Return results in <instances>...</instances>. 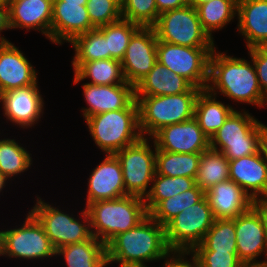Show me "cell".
I'll return each mask as SVG.
<instances>
[{
  "instance_id": "cell-31",
  "label": "cell",
  "mask_w": 267,
  "mask_h": 267,
  "mask_svg": "<svg viewBox=\"0 0 267 267\" xmlns=\"http://www.w3.org/2000/svg\"><path fill=\"white\" fill-rule=\"evenodd\" d=\"M238 0H211L196 9L202 28L214 40L212 33L223 29L237 16Z\"/></svg>"
},
{
  "instance_id": "cell-42",
  "label": "cell",
  "mask_w": 267,
  "mask_h": 267,
  "mask_svg": "<svg viewBox=\"0 0 267 267\" xmlns=\"http://www.w3.org/2000/svg\"><path fill=\"white\" fill-rule=\"evenodd\" d=\"M189 255L191 256V258L189 259L190 261L187 258ZM161 267H200V266L196 257L191 252L171 251L166 257H164V264Z\"/></svg>"
},
{
  "instance_id": "cell-24",
  "label": "cell",
  "mask_w": 267,
  "mask_h": 267,
  "mask_svg": "<svg viewBox=\"0 0 267 267\" xmlns=\"http://www.w3.org/2000/svg\"><path fill=\"white\" fill-rule=\"evenodd\" d=\"M236 18L246 49L261 47L267 41V0H238Z\"/></svg>"
},
{
  "instance_id": "cell-38",
  "label": "cell",
  "mask_w": 267,
  "mask_h": 267,
  "mask_svg": "<svg viewBox=\"0 0 267 267\" xmlns=\"http://www.w3.org/2000/svg\"><path fill=\"white\" fill-rule=\"evenodd\" d=\"M122 19L141 27H152L159 17L155 0H123Z\"/></svg>"
},
{
  "instance_id": "cell-22",
  "label": "cell",
  "mask_w": 267,
  "mask_h": 267,
  "mask_svg": "<svg viewBox=\"0 0 267 267\" xmlns=\"http://www.w3.org/2000/svg\"><path fill=\"white\" fill-rule=\"evenodd\" d=\"M229 179L252 199L267 195V164L260 150L229 161Z\"/></svg>"
},
{
  "instance_id": "cell-17",
  "label": "cell",
  "mask_w": 267,
  "mask_h": 267,
  "mask_svg": "<svg viewBox=\"0 0 267 267\" xmlns=\"http://www.w3.org/2000/svg\"><path fill=\"white\" fill-rule=\"evenodd\" d=\"M88 189L85 208L93 202L112 200L126 196L122 168L114 154H105L87 179Z\"/></svg>"
},
{
  "instance_id": "cell-11",
  "label": "cell",
  "mask_w": 267,
  "mask_h": 267,
  "mask_svg": "<svg viewBox=\"0 0 267 267\" xmlns=\"http://www.w3.org/2000/svg\"><path fill=\"white\" fill-rule=\"evenodd\" d=\"M152 27L159 41L188 47L216 46L202 28L197 9L189 4L161 13Z\"/></svg>"
},
{
  "instance_id": "cell-9",
  "label": "cell",
  "mask_w": 267,
  "mask_h": 267,
  "mask_svg": "<svg viewBox=\"0 0 267 267\" xmlns=\"http://www.w3.org/2000/svg\"><path fill=\"white\" fill-rule=\"evenodd\" d=\"M150 141L151 138L142 137L114 154L121 164L127 195L145 199L151 189L150 184L156 174L157 147L153 139V146Z\"/></svg>"
},
{
  "instance_id": "cell-15",
  "label": "cell",
  "mask_w": 267,
  "mask_h": 267,
  "mask_svg": "<svg viewBox=\"0 0 267 267\" xmlns=\"http://www.w3.org/2000/svg\"><path fill=\"white\" fill-rule=\"evenodd\" d=\"M151 139L158 150L166 152L203 153L210 148V139L195 118L163 127Z\"/></svg>"
},
{
  "instance_id": "cell-30",
  "label": "cell",
  "mask_w": 267,
  "mask_h": 267,
  "mask_svg": "<svg viewBox=\"0 0 267 267\" xmlns=\"http://www.w3.org/2000/svg\"><path fill=\"white\" fill-rule=\"evenodd\" d=\"M201 153H173L156 149V174L196 178Z\"/></svg>"
},
{
  "instance_id": "cell-39",
  "label": "cell",
  "mask_w": 267,
  "mask_h": 267,
  "mask_svg": "<svg viewBox=\"0 0 267 267\" xmlns=\"http://www.w3.org/2000/svg\"><path fill=\"white\" fill-rule=\"evenodd\" d=\"M86 8L91 24L95 28L122 19L121 7L114 0H88Z\"/></svg>"
},
{
  "instance_id": "cell-19",
  "label": "cell",
  "mask_w": 267,
  "mask_h": 267,
  "mask_svg": "<svg viewBox=\"0 0 267 267\" xmlns=\"http://www.w3.org/2000/svg\"><path fill=\"white\" fill-rule=\"evenodd\" d=\"M83 119L100 113L127 108L135 100L134 86L126 81L118 85H94L83 83Z\"/></svg>"
},
{
  "instance_id": "cell-47",
  "label": "cell",
  "mask_w": 267,
  "mask_h": 267,
  "mask_svg": "<svg viewBox=\"0 0 267 267\" xmlns=\"http://www.w3.org/2000/svg\"><path fill=\"white\" fill-rule=\"evenodd\" d=\"M240 267H267V262L262 259V262L242 263Z\"/></svg>"
},
{
  "instance_id": "cell-45",
  "label": "cell",
  "mask_w": 267,
  "mask_h": 267,
  "mask_svg": "<svg viewBox=\"0 0 267 267\" xmlns=\"http://www.w3.org/2000/svg\"><path fill=\"white\" fill-rule=\"evenodd\" d=\"M11 30L10 16L8 7H0V42H9L5 36H2L1 32Z\"/></svg>"
},
{
  "instance_id": "cell-2",
  "label": "cell",
  "mask_w": 267,
  "mask_h": 267,
  "mask_svg": "<svg viewBox=\"0 0 267 267\" xmlns=\"http://www.w3.org/2000/svg\"><path fill=\"white\" fill-rule=\"evenodd\" d=\"M170 252L165 227L150 215L106 245L108 266L118 263L120 267H147V262L161 261Z\"/></svg>"
},
{
  "instance_id": "cell-12",
  "label": "cell",
  "mask_w": 267,
  "mask_h": 267,
  "mask_svg": "<svg viewBox=\"0 0 267 267\" xmlns=\"http://www.w3.org/2000/svg\"><path fill=\"white\" fill-rule=\"evenodd\" d=\"M216 47H188L164 41L157 43V61L188 80L194 87L206 90L210 56Z\"/></svg>"
},
{
  "instance_id": "cell-13",
  "label": "cell",
  "mask_w": 267,
  "mask_h": 267,
  "mask_svg": "<svg viewBox=\"0 0 267 267\" xmlns=\"http://www.w3.org/2000/svg\"><path fill=\"white\" fill-rule=\"evenodd\" d=\"M157 36L153 27H140L131 37L121 60L127 83L135 86L157 62Z\"/></svg>"
},
{
  "instance_id": "cell-18",
  "label": "cell",
  "mask_w": 267,
  "mask_h": 267,
  "mask_svg": "<svg viewBox=\"0 0 267 267\" xmlns=\"http://www.w3.org/2000/svg\"><path fill=\"white\" fill-rule=\"evenodd\" d=\"M95 29L86 5L53 0L50 41L56 45L69 43L75 36Z\"/></svg>"
},
{
  "instance_id": "cell-49",
  "label": "cell",
  "mask_w": 267,
  "mask_h": 267,
  "mask_svg": "<svg viewBox=\"0 0 267 267\" xmlns=\"http://www.w3.org/2000/svg\"><path fill=\"white\" fill-rule=\"evenodd\" d=\"M211 0H188L189 5L193 6L194 8H197L199 5L208 3Z\"/></svg>"
},
{
  "instance_id": "cell-3",
  "label": "cell",
  "mask_w": 267,
  "mask_h": 267,
  "mask_svg": "<svg viewBox=\"0 0 267 267\" xmlns=\"http://www.w3.org/2000/svg\"><path fill=\"white\" fill-rule=\"evenodd\" d=\"M92 235L107 245L115 236L136 227L149 214L143 198L126 195L90 203L86 208Z\"/></svg>"
},
{
  "instance_id": "cell-1",
  "label": "cell",
  "mask_w": 267,
  "mask_h": 267,
  "mask_svg": "<svg viewBox=\"0 0 267 267\" xmlns=\"http://www.w3.org/2000/svg\"><path fill=\"white\" fill-rule=\"evenodd\" d=\"M210 56L209 79L206 90L215 95L222 94L237 103H245L259 108L267 105V97L262 93L251 60L226 55L217 51Z\"/></svg>"
},
{
  "instance_id": "cell-8",
  "label": "cell",
  "mask_w": 267,
  "mask_h": 267,
  "mask_svg": "<svg viewBox=\"0 0 267 267\" xmlns=\"http://www.w3.org/2000/svg\"><path fill=\"white\" fill-rule=\"evenodd\" d=\"M19 226L1 229L0 256L27 261L56 257V249L43 226L29 211Z\"/></svg>"
},
{
  "instance_id": "cell-5",
  "label": "cell",
  "mask_w": 267,
  "mask_h": 267,
  "mask_svg": "<svg viewBox=\"0 0 267 267\" xmlns=\"http://www.w3.org/2000/svg\"><path fill=\"white\" fill-rule=\"evenodd\" d=\"M202 89L192 87L176 95L135 97L139 108V128L152 138L160 129L194 118L195 103Z\"/></svg>"
},
{
  "instance_id": "cell-44",
  "label": "cell",
  "mask_w": 267,
  "mask_h": 267,
  "mask_svg": "<svg viewBox=\"0 0 267 267\" xmlns=\"http://www.w3.org/2000/svg\"><path fill=\"white\" fill-rule=\"evenodd\" d=\"M260 215L263 226L267 233V195L253 199L252 206Z\"/></svg>"
},
{
  "instance_id": "cell-32",
  "label": "cell",
  "mask_w": 267,
  "mask_h": 267,
  "mask_svg": "<svg viewBox=\"0 0 267 267\" xmlns=\"http://www.w3.org/2000/svg\"><path fill=\"white\" fill-rule=\"evenodd\" d=\"M229 179V160L222 152L209 148L201 153L196 185L205 192Z\"/></svg>"
},
{
  "instance_id": "cell-10",
  "label": "cell",
  "mask_w": 267,
  "mask_h": 267,
  "mask_svg": "<svg viewBox=\"0 0 267 267\" xmlns=\"http://www.w3.org/2000/svg\"><path fill=\"white\" fill-rule=\"evenodd\" d=\"M214 221L212 209L204 196L164 226L167 246L171 251L191 252L203 241Z\"/></svg>"
},
{
  "instance_id": "cell-33",
  "label": "cell",
  "mask_w": 267,
  "mask_h": 267,
  "mask_svg": "<svg viewBox=\"0 0 267 267\" xmlns=\"http://www.w3.org/2000/svg\"><path fill=\"white\" fill-rule=\"evenodd\" d=\"M32 154L15 139H0V172L9 180L31 169Z\"/></svg>"
},
{
  "instance_id": "cell-6",
  "label": "cell",
  "mask_w": 267,
  "mask_h": 267,
  "mask_svg": "<svg viewBox=\"0 0 267 267\" xmlns=\"http://www.w3.org/2000/svg\"><path fill=\"white\" fill-rule=\"evenodd\" d=\"M249 111L235 110L210 139V148L230 160L255 154L260 149L264 124Z\"/></svg>"
},
{
  "instance_id": "cell-34",
  "label": "cell",
  "mask_w": 267,
  "mask_h": 267,
  "mask_svg": "<svg viewBox=\"0 0 267 267\" xmlns=\"http://www.w3.org/2000/svg\"><path fill=\"white\" fill-rule=\"evenodd\" d=\"M196 185L194 178L190 177H170L155 174L151 189L145 197L144 202L148 214L163 200L174 197Z\"/></svg>"
},
{
  "instance_id": "cell-43",
  "label": "cell",
  "mask_w": 267,
  "mask_h": 267,
  "mask_svg": "<svg viewBox=\"0 0 267 267\" xmlns=\"http://www.w3.org/2000/svg\"><path fill=\"white\" fill-rule=\"evenodd\" d=\"M158 13L179 9L189 4L188 0H155Z\"/></svg>"
},
{
  "instance_id": "cell-41",
  "label": "cell",
  "mask_w": 267,
  "mask_h": 267,
  "mask_svg": "<svg viewBox=\"0 0 267 267\" xmlns=\"http://www.w3.org/2000/svg\"><path fill=\"white\" fill-rule=\"evenodd\" d=\"M248 55L255 65V71L262 93L267 97V53L260 47L248 49Z\"/></svg>"
},
{
  "instance_id": "cell-52",
  "label": "cell",
  "mask_w": 267,
  "mask_h": 267,
  "mask_svg": "<svg viewBox=\"0 0 267 267\" xmlns=\"http://www.w3.org/2000/svg\"><path fill=\"white\" fill-rule=\"evenodd\" d=\"M260 48L267 53V41Z\"/></svg>"
},
{
  "instance_id": "cell-21",
  "label": "cell",
  "mask_w": 267,
  "mask_h": 267,
  "mask_svg": "<svg viewBox=\"0 0 267 267\" xmlns=\"http://www.w3.org/2000/svg\"><path fill=\"white\" fill-rule=\"evenodd\" d=\"M215 219H235L253 206V199L231 179L205 192Z\"/></svg>"
},
{
  "instance_id": "cell-35",
  "label": "cell",
  "mask_w": 267,
  "mask_h": 267,
  "mask_svg": "<svg viewBox=\"0 0 267 267\" xmlns=\"http://www.w3.org/2000/svg\"><path fill=\"white\" fill-rule=\"evenodd\" d=\"M192 251H217L237 254L234 219H215L203 241Z\"/></svg>"
},
{
  "instance_id": "cell-36",
  "label": "cell",
  "mask_w": 267,
  "mask_h": 267,
  "mask_svg": "<svg viewBox=\"0 0 267 267\" xmlns=\"http://www.w3.org/2000/svg\"><path fill=\"white\" fill-rule=\"evenodd\" d=\"M205 196V191L195 185L174 197L161 201L149 215L160 225L165 226L170 220L183 212L186 208L199 202Z\"/></svg>"
},
{
  "instance_id": "cell-48",
  "label": "cell",
  "mask_w": 267,
  "mask_h": 267,
  "mask_svg": "<svg viewBox=\"0 0 267 267\" xmlns=\"http://www.w3.org/2000/svg\"><path fill=\"white\" fill-rule=\"evenodd\" d=\"M8 181L9 179L0 172V193L4 190V188H6V184L9 183Z\"/></svg>"
},
{
  "instance_id": "cell-25",
  "label": "cell",
  "mask_w": 267,
  "mask_h": 267,
  "mask_svg": "<svg viewBox=\"0 0 267 267\" xmlns=\"http://www.w3.org/2000/svg\"><path fill=\"white\" fill-rule=\"evenodd\" d=\"M193 85L158 61L135 86V97L176 95L188 92Z\"/></svg>"
},
{
  "instance_id": "cell-16",
  "label": "cell",
  "mask_w": 267,
  "mask_h": 267,
  "mask_svg": "<svg viewBox=\"0 0 267 267\" xmlns=\"http://www.w3.org/2000/svg\"><path fill=\"white\" fill-rule=\"evenodd\" d=\"M234 221L239 260L242 263L262 262L258 257L265 254L263 258L267 259V233L257 211L252 207Z\"/></svg>"
},
{
  "instance_id": "cell-23",
  "label": "cell",
  "mask_w": 267,
  "mask_h": 267,
  "mask_svg": "<svg viewBox=\"0 0 267 267\" xmlns=\"http://www.w3.org/2000/svg\"><path fill=\"white\" fill-rule=\"evenodd\" d=\"M53 0H18L9 7L11 29L39 31L50 40Z\"/></svg>"
},
{
  "instance_id": "cell-29",
  "label": "cell",
  "mask_w": 267,
  "mask_h": 267,
  "mask_svg": "<svg viewBox=\"0 0 267 267\" xmlns=\"http://www.w3.org/2000/svg\"><path fill=\"white\" fill-rule=\"evenodd\" d=\"M69 43L75 52L71 62L74 72L84 62L110 59L106 37L98 28L75 36Z\"/></svg>"
},
{
  "instance_id": "cell-50",
  "label": "cell",
  "mask_w": 267,
  "mask_h": 267,
  "mask_svg": "<svg viewBox=\"0 0 267 267\" xmlns=\"http://www.w3.org/2000/svg\"><path fill=\"white\" fill-rule=\"evenodd\" d=\"M66 1V3H73V4H80V5H86L88 0H62Z\"/></svg>"
},
{
  "instance_id": "cell-7",
  "label": "cell",
  "mask_w": 267,
  "mask_h": 267,
  "mask_svg": "<svg viewBox=\"0 0 267 267\" xmlns=\"http://www.w3.org/2000/svg\"><path fill=\"white\" fill-rule=\"evenodd\" d=\"M36 197L35 206L29 212L43 226L56 250L68 244L88 240L92 236L90 218L85 208L81 210V217L77 219L75 215L45 202L38 195Z\"/></svg>"
},
{
  "instance_id": "cell-26",
  "label": "cell",
  "mask_w": 267,
  "mask_h": 267,
  "mask_svg": "<svg viewBox=\"0 0 267 267\" xmlns=\"http://www.w3.org/2000/svg\"><path fill=\"white\" fill-rule=\"evenodd\" d=\"M67 267H108L106 245L93 235L85 241L68 244L56 250Z\"/></svg>"
},
{
  "instance_id": "cell-40",
  "label": "cell",
  "mask_w": 267,
  "mask_h": 267,
  "mask_svg": "<svg viewBox=\"0 0 267 267\" xmlns=\"http://www.w3.org/2000/svg\"><path fill=\"white\" fill-rule=\"evenodd\" d=\"M200 267H240L238 254L217 251H191Z\"/></svg>"
},
{
  "instance_id": "cell-46",
  "label": "cell",
  "mask_w": 267,
  "mask_h": 267,
  "mask_svg": "<svg viewBox=\"0 0 267 267\" xmlns=\"http://www.w3.org/2000/svg\"><path fill=\"white\" fill-rule=\"evenodd\" d=\"M260 152L264 158L265 163L267 164V125L264 124L263 131L260 137Z\"/></svg>"
},
{
  "instance_id": "cell-4",
  "label": "cell",
  "mask_w": 267,
  "mask_h": 267,
  "mask_svg": "<svg viewBox=\"0 0 267 267\" xmlns=\"http://www.w3.org/2000/svg\"><path fill=\"white\" fill-rule=\"evenodd\" d=\"M85 123L95 145L103 154H115L143 137L139 128L136 100L125 109L87 117Z\"/></svg>"
},
{
  "instance_id": "cell-14",
  "label": "cell",
  "mask_w": 267,
  "mask_h": 267,
  "mask_svg": "<svg viewBox=\"0 0 267 267\" xmlns=\"http://www.w3.org/2000/svg\"><path fill=\"white\" fill-rule=\"evenodd\" d=\"M3 116L13 126L27 129L39 122L44 112V99L38 81L33 85L8 90L0 94Z\"/></svg>"
},
{
  "instance_id": "cell-20",
  "label": "cell",
  "mask_w": 267,
  "mask_h": 267,
  "mask_svg": "<svg viewBox=\"0 0 267 267\" xmlns=\"http://www.w3.org/2000/svg\"><path fill=\"white\" fill-rule=\"evenodd\" d=\"M38 72L14 43H0V94L35 84Z\"/></svg>"
},
{
  "instance_id": "cell-51",
  "label": "cell",
  "mask_w": 267,
  "mask_h": 267,
  "mask_svg": "<svg viewBox=\"0 0 267 267\" xmlns=\"http://www.w3.org/2000/svg\"><path fill=\"white\" fill-rule=\"evenodd\" d=\"M12 0H0V7H10Z\"/></svg>"
},
{
  "instance_id": "cell-27",
  "label": "cell",
  "mask_w": 267,
  "mask_h": 267,
  "mask_svg": "<svg viewBox=\"0 0 267 267\" xmlns=\"http://www.w3.org/2000/svg\"><path fill=\"white\" fill-rule=\"evenodd\" d=\"M230 104L217 100L216 96L207 90H202L195 103L194 118L204 134L211 139L227 118L236 110Z\"/></svg>"
},
{
  "instance_id": "cell-37",
  "label": "cell",
  "mask_w": 267,
  "mask_h": 267,
  "mask_svg": "<svg viewBox=\"0 0 267 267\" xmlns=\"http://www.w3.org/2000/svg\"><path fill=\"white\" fill-rule=\"evenodd\" d=\"M140 27V25L124 19L98 27L106 37L110 59L119 61L123 59L131 37Z\"/></svg>"
},
{
  "instance_id": "cell-53",
  "label": "cell",
  "mask_w": 267,
  "mask_h": 267,
  "mask_svg": "<svg viewBox=\"0 0 267 267\" xmlns=\"http://www.w3.org/2000/svg\"><path fill=\"white\" fill-rule=\"evenodd\" d=\"M114 1L121 7L123 0H114Z\"/></svg>"
},
{
  "instance_id": "cell-28",
  "label": "cell",
  "mask_w": 267,
  "mask_h": 267,
  "mask_svg": "<svg viewBox=\"0 0 267 267\" xmlns=\"http://www.w3.org/2000/svg\"><path fill=\"white\" fill-rule=\"evenodd\" d=\"M86 79L94 85H118L125 82L121 61L103 59L84 62L75 72L73 83L78 84Z\"/></svg>"
}]
</instances>
